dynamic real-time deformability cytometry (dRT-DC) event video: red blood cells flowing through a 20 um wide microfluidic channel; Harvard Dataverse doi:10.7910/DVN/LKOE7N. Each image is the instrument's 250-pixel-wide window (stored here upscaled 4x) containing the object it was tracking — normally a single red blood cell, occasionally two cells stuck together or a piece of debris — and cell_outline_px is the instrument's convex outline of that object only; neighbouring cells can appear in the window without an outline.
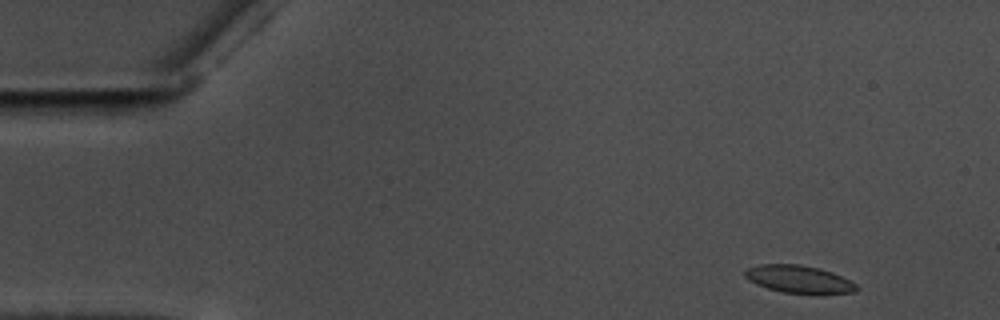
{"species": "common noctule bat (a hibernating species)", "species_latin": "Nyctalus noctula", "temperature_condition": "warm", "stored_images_in_passage": 54, "camera_frame_rate_fps": 3000, "um_per_image_px": 0.085, "animal": {"sex": "male", "body_mass_g": 17.5, "forearm_length_mm": 52.3}, "frame": {"image": 1, "passage_image": 2, "time_ms": 0.333, "image_size_px": [1000, 320], "cell_outline_px": [[856, 292], [824, 296], [812, 296], [784, 292], [768, 288], [756, 284], [748, 280], [744, 276], [744, 272], [748, 268], [760, 264], [800, 264], [820, 268], [832, 272], [856, 284]], "centroid_in_image_um": [67.95, 23.77], "position_along_channel_um": 17.1, "area_um2": 18.55}}
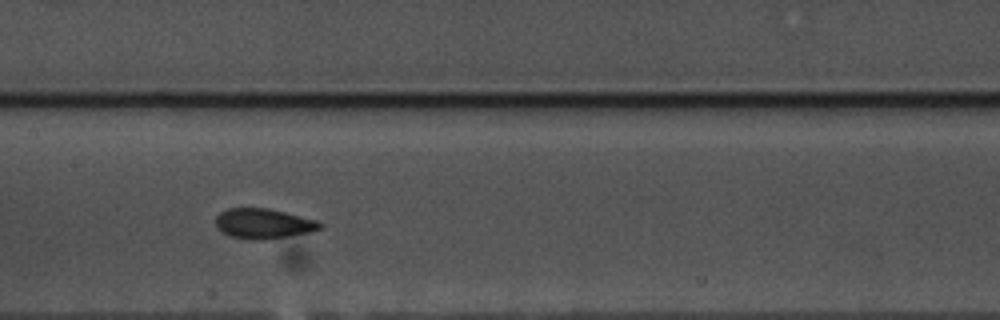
{"frame": {"image": 2, "passage_image": 25, "time_ms": 8.0, "image_size_px": [1000, 320], "cell_outline_px": [[324, 228], [312, 232], [264, 240], [248, 240], [232, 236], [216, 228], [216, 216], [220, 212], [228, 208], [268, 208], [316, 220], [324, 224]], "centroid_in_image_um": [22.42, 19.01], "position_along_channel_um": 185.0, "area_um2": 18.38}}
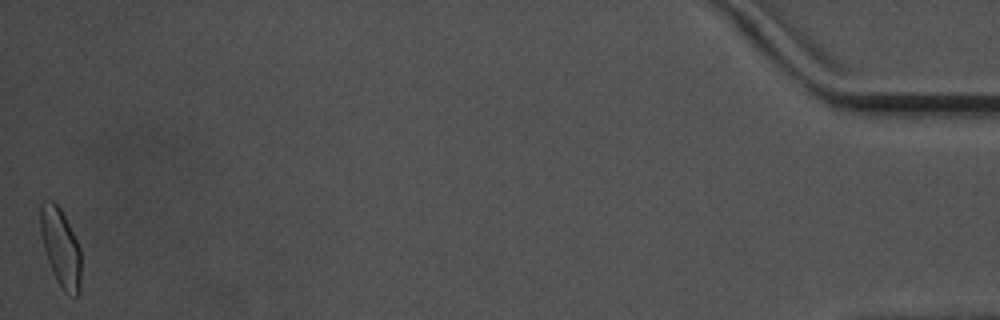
{"frame": {"image": 3, "passage_image": 54, "time_ms": 17.667, "image_size_px": [1000, 320], "cell_outline_px": [[80, 292], [76, 296], [64, 292], [56, 280], [52, 272], [44, 248], [40, 232], [40, 200], [52, 200], [60, 208], [80, 248]], "centroid_in_image_um": [5.13, 21.03], "position_along_channel_um": 430.1, "area_um2": 18.38}, "authors_computed_cell_mechanics": {"area_um2": 18.2359, "velocity_mm_per_s": 3.5514, "shape_relaxation_time_tau1_ms": 4.4616, "shape_relaxation_time_tau2_ms": 1.2138, "deformation_change_tau1": 0.137, "deformation_change_tau2": 0.0641}}